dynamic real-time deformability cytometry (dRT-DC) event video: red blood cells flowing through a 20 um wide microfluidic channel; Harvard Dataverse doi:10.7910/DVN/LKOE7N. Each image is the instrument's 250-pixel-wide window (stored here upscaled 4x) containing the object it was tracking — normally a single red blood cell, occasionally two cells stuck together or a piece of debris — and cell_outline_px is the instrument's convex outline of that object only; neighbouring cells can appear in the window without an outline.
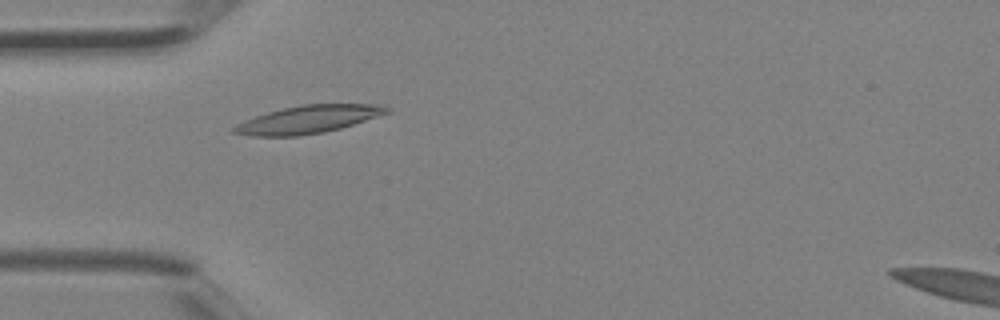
{"species": "Egyptian fruit bat (a non-hibernating species)", "species_latin": "Rousettus aegyptiacus", "temperature_condition": "room temperature", "stored_images_in_passage": 5, "segment_of_instrument_passage": [1, 2], "camera_frame_rate_fps": 3000, "um_per_image_px": 0.085, "animal": {"sex": "female"}, "frame": {"image": 1, "passage_image": 4, "time_ms": 1.0, "image_size_px": [1000, 320], "cell_outline_px": [[392, 112], [340, 128], [324, 132], [300, 136], [252, 136], [232, 132], [232, 128], [236, 124], [256, 116], [268, 112], [300, 104], [384, 104], [392, 108]], "centroid_in_image_um": [26.26, 10.14], "position_along_channel_um": 58.7, "area_um2": 24.8}}